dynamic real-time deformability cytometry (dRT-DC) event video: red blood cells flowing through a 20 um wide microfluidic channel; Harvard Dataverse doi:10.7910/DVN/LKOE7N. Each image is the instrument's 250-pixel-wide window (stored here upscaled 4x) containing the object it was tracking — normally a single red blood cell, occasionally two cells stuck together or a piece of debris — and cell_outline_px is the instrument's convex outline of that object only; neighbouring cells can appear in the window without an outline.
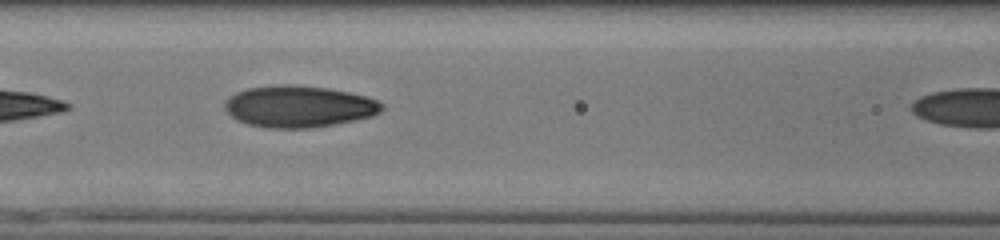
{"species": "human", "species_latin": "Homo sapiens", "temperature_condition": "cold", "stored_images_in_passage": 10, "camera_frame_rate_fps": 3000, "um_per_image_px": 0.085, "donor": {"sex": "male"}, "frame": {"image": 1, "passage_image": 6, "time_ms": 1.667, "image_size_px": [1000, 240], "cell_outline_px": [[384, 108], [380, 112], [372, 116], [312, 128], [268, 128], [248, 124], [236, 120], [224, 108], [224, 100], [236, 92], [248, 88], [284, 84], [288, 84], [324, 88], [348, 92], [368, 96], [380, 100], [384, 104]], "centroid_in_image_um": [25.4, 9.05], "position_along_channel_um": 141.2, "area_um2": 38.09}}
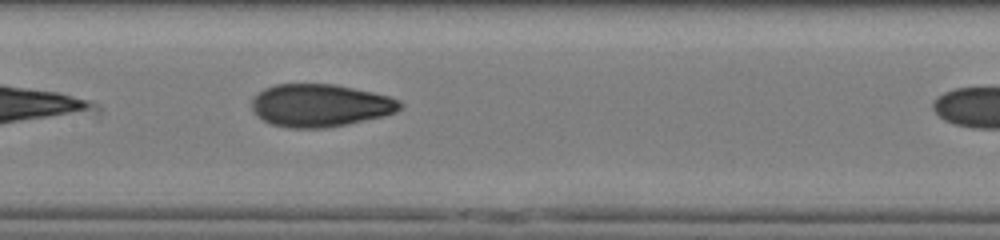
{"frame": {"image": 2, "passage_image": 9, "time_ms": 2.667, "image_size_px": [1000, 240], "cell_outline_px": [[404, 104], [396, 112], [384, 116], [348, 124], [324, 128], [288, 128], [272, 124], [264, 120], [252, 108], [252, 100], [264, 88], [276, 84], [336, 84], [372, 92], [388, 96], [400, 100]], "centroid_in_image_um": [27.25, 8.96], "position_along_channel_um": 180.1, "area_um2": 36.76}}